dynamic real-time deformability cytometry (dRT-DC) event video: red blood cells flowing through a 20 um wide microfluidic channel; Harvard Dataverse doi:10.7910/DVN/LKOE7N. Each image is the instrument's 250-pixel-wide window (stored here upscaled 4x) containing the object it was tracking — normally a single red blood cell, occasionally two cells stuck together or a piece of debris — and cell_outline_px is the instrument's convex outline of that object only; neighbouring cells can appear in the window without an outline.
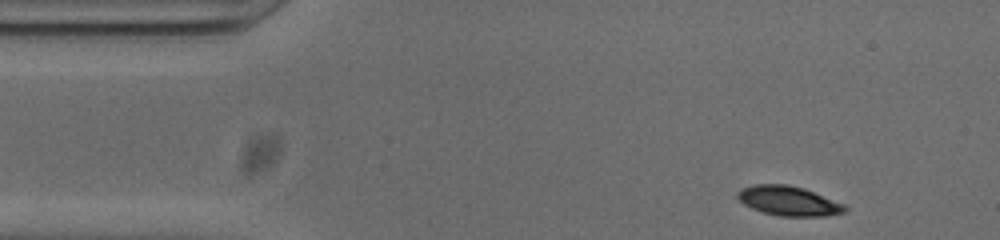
{"species": "common noctule bat (a hibernating species)", "species_latin": "Nyctalus noctula", "temperature_condition": "cold", "stored_images_in_passage": 48, "camera_frame_rate_fps": 3000, "um_per_image_px": 0.085, "animal": {"sex": "male", "body_mass_g": 20.0, "forearm_length_mm": 53.3}, "frame": {"image": 1, "passage_image": 1, "time_ms": 0.0, "image_size_px": [1000, 240], "cell_outline_px": [[848, 208], [844, 212], [824, 216], [780, 216], [764, 212], [752, 208], [744, 204], [736, 196], [736, 192], [740, 188], [752, 184], [788, 184], [804, 188], [844, 204]], "centroid_in_image_um": [67.0, 17.06], "position_along_channel_um": 18.0, "area_um2": 18.5}}
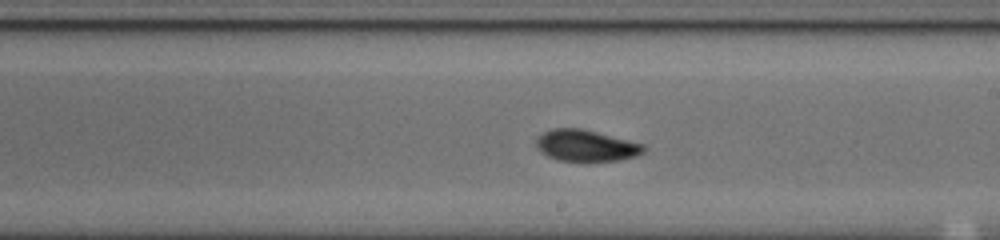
{"frame": {"image": 2, "passage_image": 24, "time_ms": 7.667, "image_size_px": [1000, 240], "cell_outline_px": [[648, 148], [644, 152], [636, 156], [620, 160], [560, 160], [548, 156], [540, 152], [536, 144], [536, 136], [552, 128], [580, 128], [644, 144]], "centroid_in_image_um": [49.81, 12.36], "position_along_channel_um": 239.2, "area_um2": 19.48}}
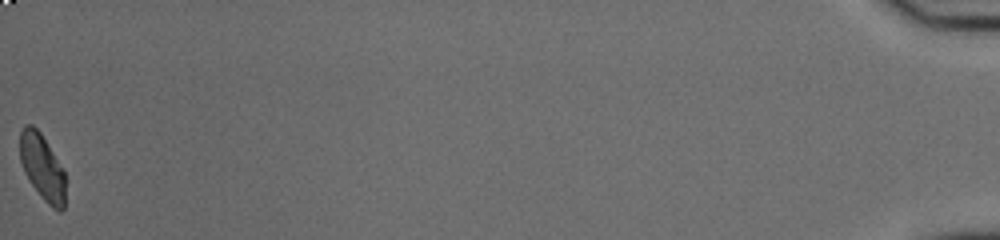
{"frame": {"image": 3, "passage_image": 48, "time_ms": 15.667, "image_size_px": [1000, 240], "cell_outline_px": [[64, 208], [60, 212], [52, 208], [44, 200], [32, 184], [24, 172], [20, 160], [20, 132], [24, 124], [32, 124], [40, 132], [64, 172]], "centroid_in_image_um": [3.56, 14.2], "position_along_channel_um": 431.6, "area_um2": 17.11}, "authors_computed_cell_mechanics": {"area_um2": 18.785, "velocity_mm_per_s": 3.837, "shape_relaxation_time_tau1_ms": 3.224, "shape_relaxation_time_tau2_ms": 3.6243, "deformation_change_tau1": 0.1203, "deformation_change_tau2": 0.0683}}